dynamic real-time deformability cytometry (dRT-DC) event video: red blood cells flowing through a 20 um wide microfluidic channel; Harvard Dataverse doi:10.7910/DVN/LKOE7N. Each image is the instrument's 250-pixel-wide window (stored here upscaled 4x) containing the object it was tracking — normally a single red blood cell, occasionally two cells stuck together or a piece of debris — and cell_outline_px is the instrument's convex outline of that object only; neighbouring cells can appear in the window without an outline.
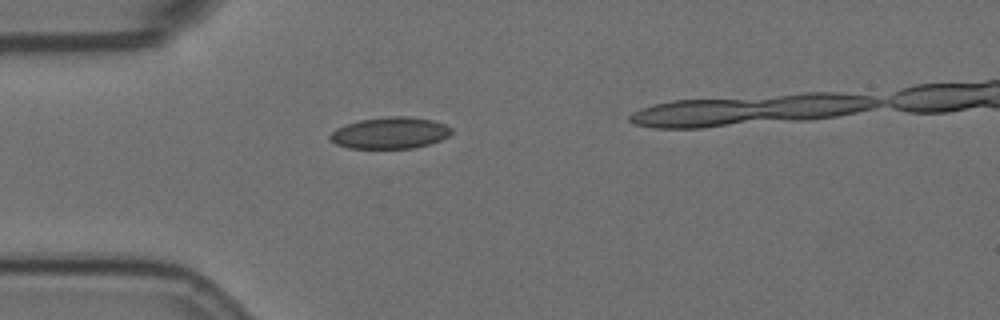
{"species": "Egyptian fruit bat (a non-hibernating species)", "species_latin": "Rousettus aegyptiacus", "temperature_condition": "room temperature", "stored_images_in_passage": 3, "camera_frame_rate_fps": 3000, "um_per_image_px": 0.085, "animal": {"sex": "female"}, "frame": {"image": 1, "passage_image": 1, "time_ms": 0.0, "image_size_px": [1000, 320], "cell_outline_px": [[452, 132], [448, 136], [440, 140], [428, 144], [412, 148], [348, 148], [336, 144], [328, 136], [336, 128], [360, 120], [388, 116], [404, 116], [432, 120], [444, 124], [452, 128]], "centroid_in_image_um": [33.15, 11.3], "position_along_channel_um": 51.8, "area_um2": 22.08}}
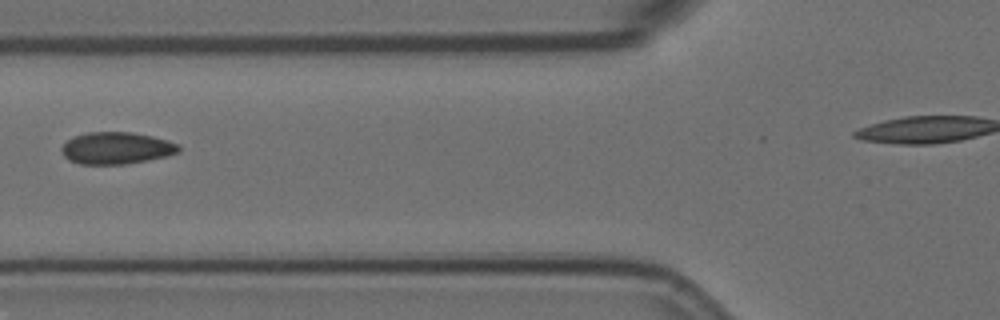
{"frame": {"image": 2, "passage_image": 3, "time_ms": 0.667, "image_size_px": [1000, 320], "cell_outline_px": [[180, 152], [168, 156], [148, 160], [124, 164], [80, 164], [68, 160], [60, 152], [60, 148], [72, 136], [88, 132], [132, 132], [152, 136], [168, 140], [180, 144]], "centroid_in_image_um": [9.9, 12.59], "position_along_channel_um": 115.9, "area_um2": 22.08}}